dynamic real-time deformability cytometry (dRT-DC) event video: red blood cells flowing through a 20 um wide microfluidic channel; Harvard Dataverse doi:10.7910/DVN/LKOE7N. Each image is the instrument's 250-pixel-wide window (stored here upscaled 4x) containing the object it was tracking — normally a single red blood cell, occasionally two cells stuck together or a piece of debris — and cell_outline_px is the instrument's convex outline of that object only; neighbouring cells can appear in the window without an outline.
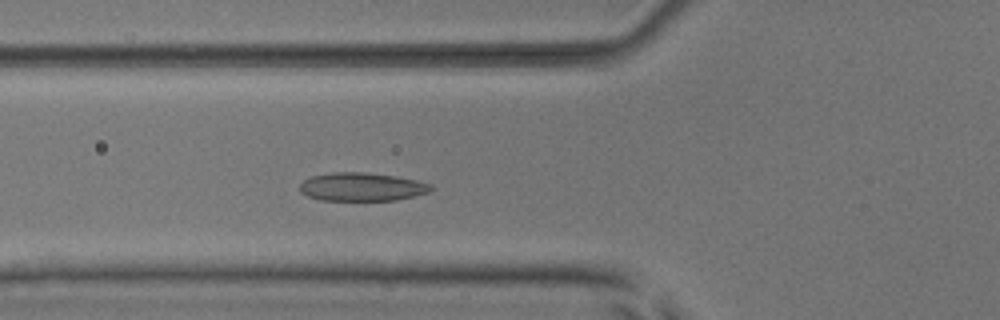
{"species": "common noctule bat (a hibernating species)", "species_latin": "Nyctalus noctula", "temperature_condition": "room temperature", "stored_images_in_passage": 35, "camera_frame_rate_fps": 3000, "um_per_image_px": 0.085, "animal": {"sex": "male", "body_mass_g": 17.9, "forearm_length_mm": 54.2}, "frame": {"image": 1, "passage_image": 7, "time_ms": 2.0, "image_size_px": [1000, 320], "cell_outline_px": [[432, 188], [428, 192], [396, 200], [320, 200], [308, 196], [300, 192], [300, 184], [308, 176], [332, 172], [364, 172], [396, 176], [416, 180], [432, 184]], "centroid_in_image_um": [30.71, 15.87], "position_along_channel_um": 95.1, "area_um2": 21.68}}
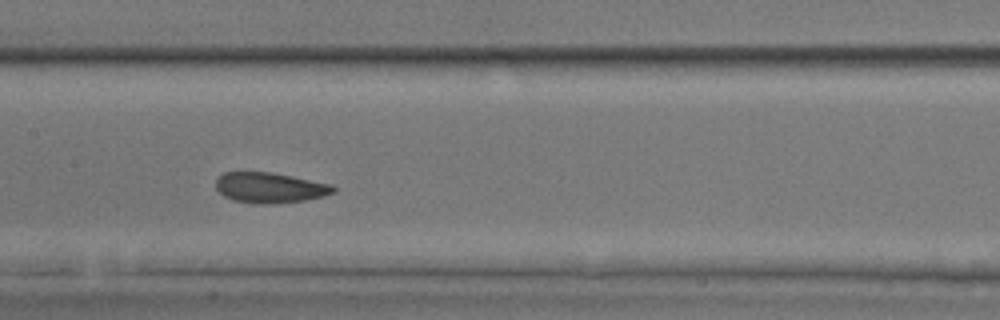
{"frame": {"image": 2, "passage_image": 14, "time_ms": 4.333, "image_size_px": [1000, 320], "cell_outline_px": [[336, 192], [324, 196], [304, 200], [272, 204], [256, 204], [232, 200], [224, 196], [216, 188], [216, 180], [224, 172], [268, 172], [292, 176], [332, 184], [336, 188]], "centroid_in_image_um": [22.95, 15.96], "position_along_channel_um": 184.4, "area_um2": 20.87}}
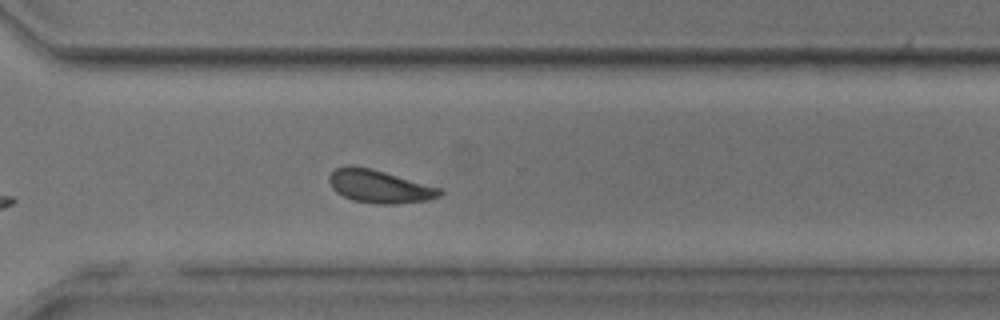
{"frame": {"image": 3, "passage_image": 26, "time_ms": 8.333, "image_size_px": [1000, 320], "cell_outline_px": [[444, 192], [440, 196], [428, 200], [396, 204], [376, 204], [352, 200], [336, 192], [332, 188], [328, 180], [328, 176], [336, 168], [348, 164], [352, 164], [372, 168], [444, 188]], "centroid_in_image_um": [32.28, 15.83], "position_along_channel_um": 338.3, "area_um2": 21.79}, "authors_computed_cell_mechanics": {"area_um2": 20.8658, "velocity_mm_per_s": 3.8413, "shape_relaxation_time_tau1_ms": 4.1574, "shape_relaxation_time_tau2_ms": 2.129, "deformation_change_tau1": 0.1068, "deformation_change_tau2": 0.0711}}